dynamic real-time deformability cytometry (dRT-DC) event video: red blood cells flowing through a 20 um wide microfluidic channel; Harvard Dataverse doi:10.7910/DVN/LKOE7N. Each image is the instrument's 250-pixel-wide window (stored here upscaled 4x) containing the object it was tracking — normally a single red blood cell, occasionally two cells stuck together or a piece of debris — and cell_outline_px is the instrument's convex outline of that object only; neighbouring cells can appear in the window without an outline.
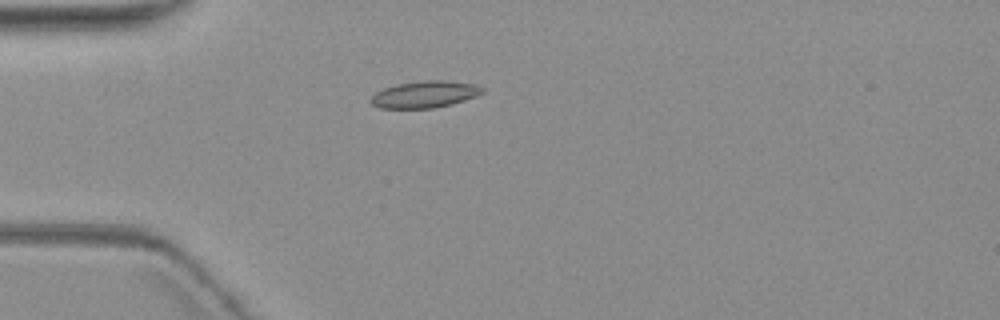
{"species": "common noctule bat (a hibernating species)", "species_latin": "Nyctalus noctula", "temperature_condition": "warm", "stored_images_in_passage": 2, "camera_frame_rate_fps": 3000, "um_per_image_px": 0.085, "animal": {"sex": "female", "body_mass_g": 19.3, "forearm_length_mm": 54.1}, "frame": {"image": 1, "passage_image": 2, "time_ms": 1.0, "image_size_px": [1000, 320], "cell_outline_px": [[484, 92], [476, 96], [452, 104], [436, 108], [380, 108], [372, 104], [368, 100], [376, 92], [384, 88], [396, 84], [424, 80], [444, 80], [476, 84], [484, 88]], "centroid_in_image_um": [36.11, 8.02], "position_along_channel_um": 48.9, "area_um2": 17.51}}